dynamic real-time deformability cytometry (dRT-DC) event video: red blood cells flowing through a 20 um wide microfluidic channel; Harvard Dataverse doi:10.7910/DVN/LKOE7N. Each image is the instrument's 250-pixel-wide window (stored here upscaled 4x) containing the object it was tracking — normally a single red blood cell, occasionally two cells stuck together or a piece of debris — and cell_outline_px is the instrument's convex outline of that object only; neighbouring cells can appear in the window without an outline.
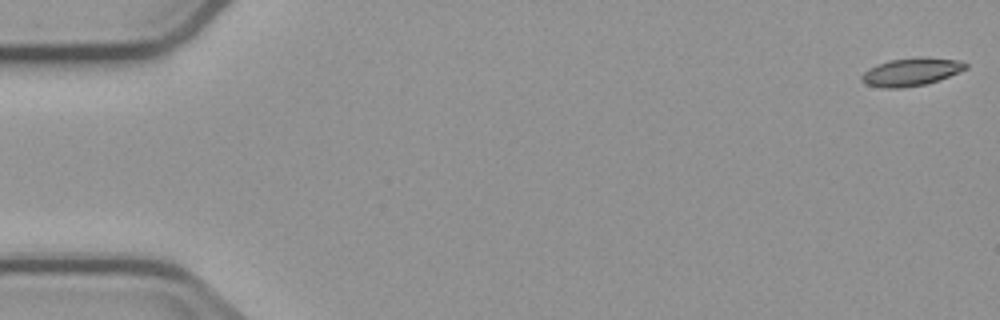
{"species": "common noctule bat (a hibernating species)", "species_latin": "Nyctalus noctula", "temperature_condition": "cold", "stored_images_in_passage": 5, "camera_frame_rate_fps": 3000, "um_per_image_px": 0.085, "animal": {"sex": "male", "body_mass_g": 23.1, "forearm_length_mm": 52.7}, "frame": {"image": 1, "passage_image": 1, "time_ms": 0.0, "image_size_px": [1000, 320], "cell_outline_px": [[968, 68], [948, 76], [924, 84], [900, 88], [884, 88], [868, 84], [860, 80], [860, 76], [868, 68], [892, 60], [924, 56], [960, 60], [968, 64]], "centroid_in_image_um": [77.47, 6.09], "position_along_channel_um": 7.5, "area_um2": 16.7}}
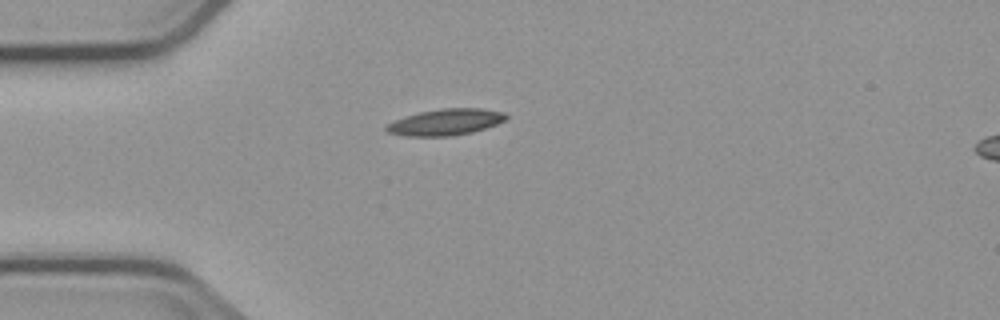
{"frame": {"image": 2, "passage_image": 5, "time_ms": 4.667, "image_size_px": [1000, 320], "cell_outline_px": [[508, 116], [504, 120], [496, 124], [472, 132], [452, 136], [404, 136], [388, 132], [384, 128], [388, 124], [404, 116], [420, 112], [440, 108], [480, 108], [504, 112]], "centroid_in_image_um": [37.86, 10.37], "position_along_channel_um": 47.1, "area_um2": 18.26}}